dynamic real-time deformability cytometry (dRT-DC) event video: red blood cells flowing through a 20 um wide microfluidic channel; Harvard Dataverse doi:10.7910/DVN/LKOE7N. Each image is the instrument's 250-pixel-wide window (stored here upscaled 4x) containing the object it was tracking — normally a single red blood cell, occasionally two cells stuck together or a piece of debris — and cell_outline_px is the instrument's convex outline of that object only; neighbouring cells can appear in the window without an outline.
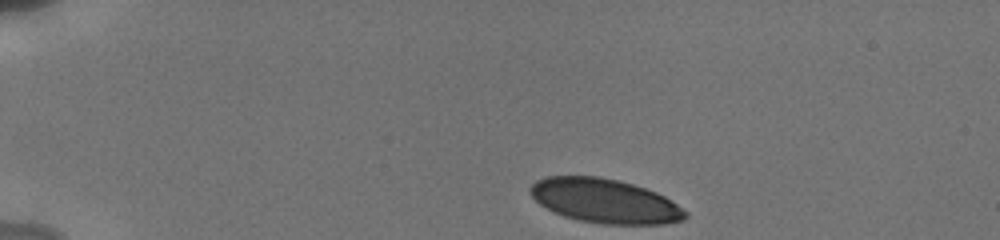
{"species": "human", "species_latin": "Homo sapiens", "temperature_condition": "cold", "stored_images_in_passage": 16, "camera_frame_rate_fps": 3000, "um_per_image_px": 0.085, "donor": {"sex": "male"}, "frame": {"image": 1, "passage_image": 1, "time_ms": 0.0, "image_size_px": [1000, 240], "cell_outline_px": [[688, 216], [684, 220], [664, 224], [604, 224], [580, 220], [564, 216], [552, 212], [540, 204], [528, 192], [528, 188], [536, 180], [548, 176], [600, 176], [620, 180], [656, 192], [664, 196], [688, 212]], "centroid_in_image_um": [51.39, 17.07], "position_along_channel_um": 33.6, "area_um2": 40.06}}
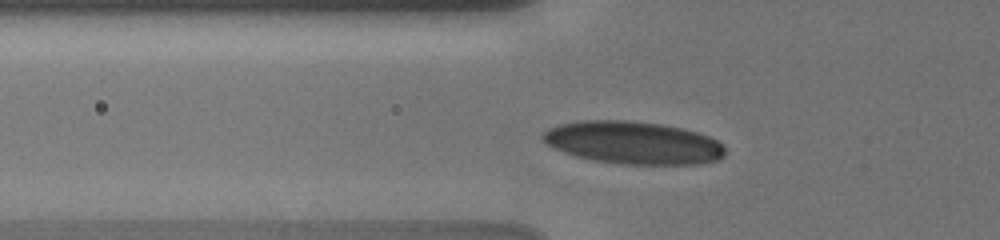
{"frame": {"image": 2, "passage_image": 12, "time_ms": 3.0, "image_size_px": [1000, 240], "cell_outline_px": [[724, 156], [720, 160], [700, 164], [620, 164], [596, 160], [576, 156], [564, 152], [548, 144], [540, 136], [548, 128], [560, 124], [580, 120], [628, 120], [660, 124], [680, 128], [696, 132], [708, 136], [716, 140], [724, 148]], "centroid_in_image_um": [53.82, 12.13], "position_along_channel_um": 72.0, "area_um2": 45.08}}
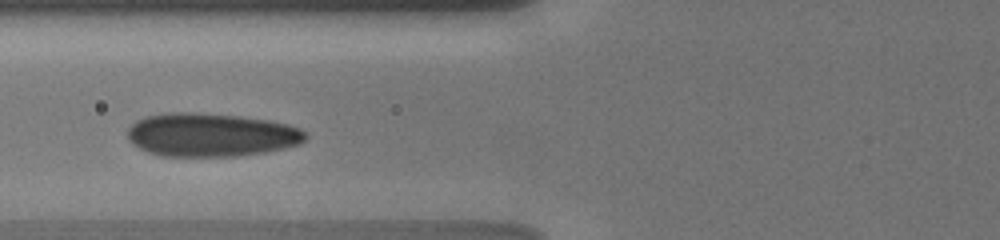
{"frame": {"image": 3, "passage_image": 15, "time_ms": 4.0, "image_size_px": [1000, 240], "cell_outline_px": [[308, 136], [300, 144], [284, 148], [264, 152], [236, 156], [160, 156], [148, 152], [132, 144], [128, 140], [128, 128], [136, 120], [144, 116], [168, 112], [192, 112], [240, 116], [272, 120], [288, 124], [300, 128], [308, 132]], "centroid_in_image_um": [17.94, 11.45], "position_along_channel_um": 107.9, "area_um2": 45.49}}